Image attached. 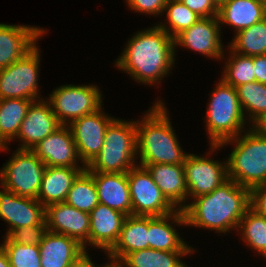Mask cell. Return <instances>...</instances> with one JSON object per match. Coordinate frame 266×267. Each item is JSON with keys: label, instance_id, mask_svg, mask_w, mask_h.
<instances>
[{"label": "cell", "instance_id": "4", "mask_svg": "<svg viewBox=\"0 0 266 267\" xmlns=\"http://www.w3.org/2000/svg\"><path fill=\"white\" fill-rule=\"evenodd\" d=\"M242 135L211 145L210 151L235 143L227 159L228 179L252 190L266 185V139L251 128Z\"/></svg>", "mask_w": 266, "mask_h": 267}, {"label": "cell", "instance_id": "40", "mask_svg": "<svg viewBox=\"0 0 266 267\" xmlns=\"http://www.w3.org/2000/svg\"><path fill=\"white\" fill-rule=\"evenodd\" d=\"M256 81L266 84V55L253 56Z\"/></svg>", "mask_w": 266, "mask_h": 267}, {"label": "cell", "instance_id": "42", "mask_svg": "<svg viewBox=\"0 0 266 267\" xmlns=\"http://www.w3.org/2000/svg\"><path fill=\"white\" fill-rule=\"evenodd\" d=\"M250 126L252 130H254L259 136L266 139V114L260 116L257 120H255Z\"/></svg>", "mask_w": 266, "mask_h": 267}, {"label": "cell", "instance_id": "9", "mask_svg": "<svg viewBox=\"0 0 266 267\" xmlns=\"http://www.w3.org/2000/svg\"><path fill=\"white\" fill-rule=\"evenodd\" d=\"M99 86L63 85L47 98L61 125H70L74 120L95 113L102 108Z\"/></svg>", "mask_w": 266, "mask_h": 267}, {"label": "cell", "instance_id": "7", "mask_svg": "<svg viewBox=\"0 0 266 267\" xmlns=\"http://www.w3.org/2000/svg\"><path fill=\"white\" fill-rule=\"evenodd\" d=\"M0 170L2 188L37 199L46 165L30 149H16Z\"/></svg>", "mask_w": 266, "mask_h": 267}, {"label": "cell", "instance_id": "37", "mask_svg": "<svg viewBox=\"0 0 266 267\" xmlns=\"http://www.w3.org/2000/svg\"><path fill=\"white\" fill-rule=\"evenodd\" d=\"M126 2L132 11L156 16L165 13L164 8L168 0H126Z\"/></svg>", "mask_w": 266, "mask_h": 267}, {"label": "cell", "instance_id": "18", "mask_svg": "<svg viewBox=\"0 0 266 267\" xmlns=\"http://www.w3.org/2000/svg\"><path fill=\"white\" fill-rule=\"evenodd\" d=\"M45 31L42 27L0 23V69L22 58Z\"/></svg>", "mask_w": 266, "mask_h": 267}, {"label": "cell", "instance_id": "15", "mask_svg": "<svg viewBox=\"0 0 266 267\" xmlns=\"http://www.w3.org/2000/svg\"><path fill=\"white\" fill-rule=\"evenodd\" d=\"M32 151L46 166L86 168L84 164L80 167L77 163L81 160L69 125H61L39 142Z\"/></svg>", "mask_w": 266, "mask_h": 267}, {"label": "cell", "instance_id": "8", "mask_svg": "<svg viewBox=\"0 0 266 267\" xmlns=\"http://www.w3.org/2000/svg\"><path fill=\"white\" fill-rule=\"evenodd\" d=\"M40 55L35 45L22 58L0 69V99L41 100L38 92Z\"/></svg>", "mask_w": 266, "mask_h": 267}, {"label": "cell", "instance_id": "36", "mask_svg": "<svg viewBox=\"0 0 266 267\" xmlns=\"http://www.w3.org/2000/svg\"><path fill=\"white\" fill-rule=\"evenodd\" d=\"M47 232L46 220L39 225L25 226L14 229L8 236H4V242H15L26 245H40Z\"/></svg>", "mask_w": 266, "mask_h": 267}, {"label": "cell", "instance_id": "43", "mask_svg": "<svg viewBox=\"0 0 266 267\" xmlns=\"http://www.w3.org/2000/svg\"><path fill=\"white\" fill-rule=\"evenodd\" d=\"M0 267H11L8 256L1 246H0Z\"/></svg>", "mask_w": 266, "mask_h": 267}, {"label": "cell", "instance_id": "30", "mask_svg": "<svg viewBox=\"0 0 266 267\" xmlns=\"http://www.w3.org/2000/svg\"><path fill=\"white\" fill-rule=\"evenodd\" d=\"M64 202L87 213L99 204L93 176L86 169L76 177Z\"/></svg>", "mask_w": 266, "mask_h": 267}, {"label": "cell", "instance_id": "26", "mask_svg": "<svg viewBox=\"0 0 266 267\" xmlns=\"http://www.w3.org/2000/svg\"><path fill=\"white\" fill-rule=\"evenodd\" d=\"M266 17L263 0H227L218 7L221 24L235 28V33L249 28Z\"/></svg>", "mask_w": 266, "mask_h": 267}, {"label": "cell", "instance_id": "1", "mask_svg": "<svg viewBox=\"0 0 266 267\" xmlns=\"http://www.w3.org/2000/svg\"><path fill=\"white\" fill-rule=\"evenodd\" d=\"M175 55L174 39L155 25L128 40L115 66L137 82L154 85L172 71Z\"/></svg>", "mask_w": 266, "mask_h": 267}, {"label": "cell", "instance_id": "31", "mask_svg": "<svg viewBox=\"0 0 266 267\" xmlns=\"http://www.w3.org/2000/svg\"><path fill=\"white\" fill-rule=\"evenodd\" d=\"M238 229L243 241L252 250L266 257V217L250 207L239 222Z\"/></svg>", "mask_w": 266, "mask_h": 267}, {"label": "cell", "instance_id": "38", "mask_svg": "<svg viewBox=\"0 0 266 267\" xmlns=\"http://www.w3.org/2000/svg\"><path fill=\"white\" fill-rule=\"evenodd\" d=\"M201 18L218 16V6L213 0H180Z\"/></svg>", "mask_w": 266, "mask_h": 267}, {"label": "cell", "instance_id": "14", "mask_svg": "<svg viewBox=\"0 0 266 267\" xmlns=\"http://www.w3.org/2000/svg\"><path fill=\"white\" fill-rule=\"evenodd\" d=\"M47 230L76 239L84 250L89 245L90 214L61 202L45 207Z\"/></svg>", "mask_w": 266, "mask_h": 267}, {"label": "cell", "instance_id": "13", "mask_svg": "<svg viewBox=\"0 0 266 267\" xmlns=\"http://www.w3.org/2000/svg\"><path fill=\"white\" fill-rule=\"evenodd\" d=\"M220 31L218 16L200 18L174 38L175 49L179 45L202 53L208 58L221 60L224 58V50Z\"/></svg>", "mask_w": 266, "mask_h": 267}, {"label": "cell", "instance_id": "44", "mask_svg": "<svg viewBox=\"0 0 266 267\" xmlns=\"http://www.w3.org/2000/svg\"><path fill=\"white\" fill-rule=\"evenodd\" d=\"M213 1L219 7L222 3L226 2L227 0H213Z\"/></svg>", "mask_w": 266, "mask_h": 267}, {"label": "cell", "instance_id": "27", "mask_svg": "<svg viewBox=\"0 0 266 267\" xmlns=\"http://www.w3.org/2000/svg\"><path fill=\"white\" fill-rule=\"evenodd\" d=\"M33 100L0 99V151L9 150L8 143L16 139L20 125Z\"/></svg>", "mask_w": 266, "mask_h": 267}, {"label": "cell", "instance_id": "5", "mask_svg": "<svg viewBox=\"0 0 266 267\" xmlns=\"http://www.w3.org/2000/svg\"><path fill=\"white\" fill-rule=\"evenodd\" d=\"M104 144L86 166L88 172L126 173L137 160L136 121L114 119L106 129Z\"/></svg>", "mask_w": 266, "mask_h": 267}, {"label": "cell", "instance_id": "11", "mask_svg": "<svg viewBox=\"0 0 266 267\" xmlns=\"http://www.w3.org/2000/svg\"><path fill=\"white\" fill-rule=\"evenodd\" d=\"M183 166L188 190L187 201L211 193L228 180L227 161L221 163L207 156L188 153Z\"/></svg>", "mask_w": 266, "mask_h": 267}, {"label": "cell", "instance_id": "46", "mask_svg": "<svg viewBox=\"0 0 266 267\" xmlns=\"http://www.w3.org/2000/svg\"><path fill=\"white\" fill-rule=\"evenodd\" d=\"M263 4H264L265 11H266V0H263Z\"/></svg>", "mask_w": 266, "mask_h": 267}, {"label": "cell", "instance_id": "24", "mask_svg": "<svg viewBox=\"0 0 266 267\" xmlns=\"http://www.w3.org/2000/svg\"><path fill=\"white\" fill-rule=\"evenodd\" d=\"M149 248L148 216L129 215L125 218L119 238L107 252L111 263L117 264L126 254Z\"/></svg>", "mask_w": 266, "mask_h": 267}, {"label": "cell", "instance_id": "16", "mask_svg": "<svg viewBox=\"0 0 266 267\" xmlns=\"http://www.w3.org/2000/svg\"><path fill=\"white\" fill-rule=\"evenodd\" d=\"M60 126L61 124L46 99L41 97V100L32 102L16 137L22 142L19 149L32 150Z\"/></svg>", "mask_w": 266, "mask_h": 267}, {"label": "cell", "instance_id": "41", "mask_svg": "<svg viewBox=\"0 0 266 267\" xmlns=\"http://www.w3.org/2000/svg\"><path fill=\"white\" fill-rule=\"evenodd\" d=\"M88 251L85 250L80 256H78L68 267H105L107 264L102 266H96L94 262H92Z\"/></svg>", "mask_w": 266, "mask_h": 267}, {"label": "cell", "instance_id": "33", "mask_svg": "<svg viewBox=\"0 0 266 267\" xmlns=\"http://www.w3.org/2000/svg\"><path fill=\"white\" fill-rule=\"evenodd\" d=\"M164 11L167 13L166 19L168 21V26L164 24V22L157 25L165 30L173 39L183 30L190 28L201 18L180 0H168Z\"/></svg>", "mask_w": 266, "mask_h": 267}, {"label": "cell", "instance_id": "17", "mask_svg": "<svg viewBox=\"0 0 266 267\" xmlns=\"http://www.w3.org/2000/svg\"><path fill=\"white\" fill-rule=\"evenodd\" d=\"M0 190V218L9 226L6 235L14 229L39 225L45 220V207L37 200L21 197L5 188Z\"/></svg>", "mask_w": 266, "mask_h": 267}, {"label": "cell", "instance_id": "12", "mask_svg": "<svg viewBox=\"0 0 266 267\" xmlns=\"http://www.w3.org/2000/svg\"><path fill=\"white\" fill-rule=\"evenodd\" d=\"M100 108L95 113L82 116L70 125L81 163L87 166L101 151L104 135L109 124L115 119ZM110 116V117H109Z\"/></svg>", "mask_w": 266, "mask_h": 267}, {"label": "cell", "instance_id": "10", "mask_svg": "<svg viewBox=\"0 0 266 267\" xmlns=\"http://www.w3.org/2000/svg\"><path fill=\"white\" fill-rule=\"evenodd\" d=\"M132 215L159 217L177 209L166 199L154 183L149 171L136 165L127 172Z\"/></svg>", "mask_w": 266, "mask_h": 267}, {"label": "cell", "instance_id": "21", "mask_svg": "<svg viewBox=\"0 0 266 267\" xmlns=\"http://www.w3.org/2000/svg\"><path fill=\"white\" fill-rule=\"evenodd\" d=\"M96 185L99 203L119 211L126 216L132 215L131 196L126 173L89 172Z\"/></svg>", "mask_w": 266, "mask_h": 267}, {"label": "cell", "instance_id": "25", "mask_svg": "<svg viewBox=\"0 0 266 267\" xmlns=\"http://www.w3.org/2000/svg\"><path fill=\"white\" fill-rule=\"evenodd\" d=\"M85 169L46 166L37 200L44 207L64 202L74 180Z\"/></svg>", "mask_w": 266, "mask_h": 267}, {"label": "cell", "instance_id": "34", "mask_svg": "<svg viewBox=\"0 0 266 267\" xmlns=\"http://www.w3.org/2000/svg\"><path fill=\"white\" fill-rule=\"evenodd\" d=\"M229 51L230 57L225 62L226 65L221 79L234 88L245 83L255 82L253 57L238 54L231 49Z\"/></svg>", "mask_w": 266, "mask_h": 267}, {"label": "cell", "instance_id": "19", "mask_svg": "<svg viewBox=\"0 0 266 267\" xmlns=\"http://www.w3.org/2000/svg\"><path fill=\"white\" fill-rule=\"evenodd\" d=\"M173 223L186 226V218L183 210L177 209L165 216H148L149 248L161 251H194L179 236L177 230L173 227Z\"/></svg>", "mask_w": 266, "mask_h": 267}, {"label": "cell", "instance_id": "29", "mask_svg": "<svg viewBox=\"0 0 266 267\" xmlns=\"http://www.w3.org/2000/svg\"><path fill=\"white\" fill-rule=\"evenodd\" d=\"M229 49L244 56L266 55V17L236 33Z\"/></svg>", "mask_w": 266, "mask_h": 267}, {"label": "cell", "instance_id": "2", "mask_svg": "<svg viewBox=\"0 0 266 267\" xmlns=\"http://www.w3.org/2000/svg\"><path fill=\"white\" fill-rule=\"evenodd\" d=\"M251 206V190L228 179L211 193L193 198L183 212L186 226H196L216 233L238 230L239 222Z\"/></svg>", "mask_w": 266, "mask_h": 267}, {"label": "cell", "instance_id": "23", "mask_svg": "<svg viewBox=\"0 0 266 267\" xmlns=\"http://www.w3.org/2000/svg\"><path fill=\"white\" fill-rule=\"evenodd\" d=\"M39 251L41 267H68L85 250L76 239L47 230Z\"/></svg>", "mask_w": 266, "mask_h": 267}, {"label": "cell", "instance_id": "32", "mask_svg": "<svg viewBox=\"0 0 266 267\" xmlns=\"http://www.w3.org/2000/svg\"><path fill=\"white\" fill-rule=\"evenodd\" d=\"M236 90L243 113L249 114L246 117L250 123L266 114V84L255 81L237 86Z\"/></svg>", "mask_w": 266, "mask_h": 267}, {"label": "cell", "instance_id": "39", "mask_svg": "<svg viewBox=\"0 0 266 267\" xmlns=\"http://www.w3.org/2000/svg\"><path fill=\"white\" fill-rule=\"evenodd\" d=\"M258 214L266 217V185L251 190V206Z\"/></svg>", "mask_w": 266, "mask_h": 267}, {"label": "cell", "instance_id": "35", "mask_svg": "<svg viewBox=\"0 0 266 267\" xmlns=\"http://www.w3.org/2000/svg\"><path fill=\"white\" fill-rule=\"evenodd\" d=\"M0 246L6 252L11 267H41L39 245L3 242Z\"/></svg>", "mask_w": 266, "mask_h": 267}, {"label": "cell", "instance_id": "6", "mask_svg": "<svg viewBox=\"0 0 266 267\" xmlns=\"http://www.w3.org/2000/svg\"><path fill=\"white\" fill-rule=\"evenodd\" d=\"M207 107L206 128L210 145H220L245 131L246 114L243 113L237 90L222 79L212 91Z\"/></svg>", "mask_w": 266, "mask_h": 267}, {"label": "cell", "instance_id": "3", "mask_svg": "<svg viewBox=\"0 0 266 267\" xmlns=\"http://www.w3.org/2000/svg\"><path fill=\"white\" fill-rule=\"evenodd\" d=\"M150 109L140 122L136 121L138 165L184 164L188 154L179 145L167 107L160 100Z\"/></svg>", "mask_w": 266, "mask_h": 267}, {"label": "cell", "instance_id": "45", "mask_svg": "<svg viewBox=\"0 0 266 267\" xmlns=\"http://www.w3.org/2000/svg\"><path fill=\"white\" fill-rule=\"evenodd\" d=\"M105 267H119V266H118L117 264H115V263H111V262L109 261Z\"/></svg>", "mask_w": 266, "mask_h": 267}, {"label": "cell", "instance_id": "20", "mask_svg": "<svg viewBox=\"0 0 266 267\" xmlns=\"http://www.w3.org/2000/svg\"><path fill=\"white\" fill-rule=\"evenodd\" d=\"M89 245L108 252L117 242L125 214L99 203L90 213Z\"/></svg>", "mask_w": 266, "mask_h": 267}, {"label": "cell", "instance_id": "22", "mask_svg": "<svg viewBox=\"0 0 266 267\" xmlns=\"http://www.w3.org/2000/svg\"><path fill=\"white\" fill-rule=\"evenodd\" d=\"M145 167L166 199L179 210L185 208L188 190L183 164H150ZM178 207V208H177Z\"/></svg>", "mask_w": 266, "mask_h": 267}, {"label": "cell", "instance_id": "28", "mask_svg": "<svg viewBox=\"0 0 266 267\" xmlns=\"http://www.w3.org/2000/svg\"><path fill=\"white\" fill-rule=\"evenodd\" d=\"M195 251H161L152 248L126 254L118 263L119 267H187L180 260Z\"/></svg>", "mask_w": 266, "mask_h": 267}]
</instances>
